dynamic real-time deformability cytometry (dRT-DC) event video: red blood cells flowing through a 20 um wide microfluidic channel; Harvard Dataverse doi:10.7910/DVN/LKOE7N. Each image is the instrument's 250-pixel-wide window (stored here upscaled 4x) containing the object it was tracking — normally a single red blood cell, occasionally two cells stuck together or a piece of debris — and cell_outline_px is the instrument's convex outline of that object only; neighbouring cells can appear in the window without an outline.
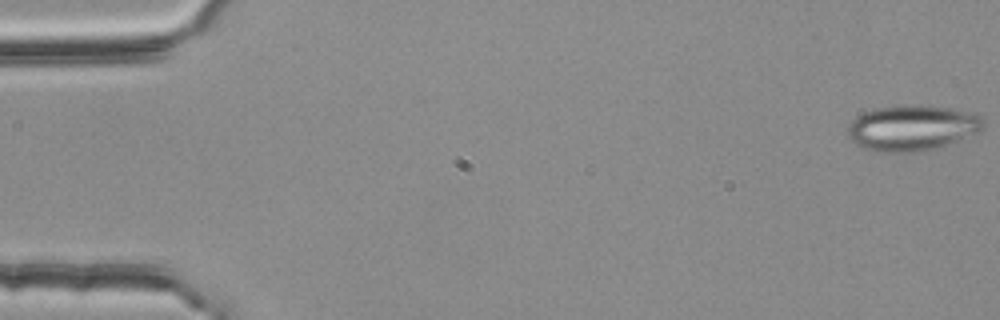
{"species": "common noctule bat (a hibernating species)", "species_latin": "Nyctalus noctula", "temperature_condition": "room temperature", "stored_images_in_passage": 54, "camera_frame_rate_fps": 3000, "um_per_image_px": 0.085, "animal": {"sex": "female", "body_mass_g": 25.1}, "frame": {"image": 1, "passage_image": 1, "time_ms": 0.0, "image_size_px": [1000, 320], "cell_outline_px": [[984, 128], [980, 132], [936, 148], [920, 152], [884, 152], [864, 148], [856, 144], [848, 136], [848, 124], [852, 120], [864, 112], [876, 108], [908, 104], [920, 104], [952, 108], [976, 112], [980, 116], [984, 124]], "centroid_in_image_um": [77.57, 10.85], "position_along_channel_um": 7.4, "area_um2": 36.36}}
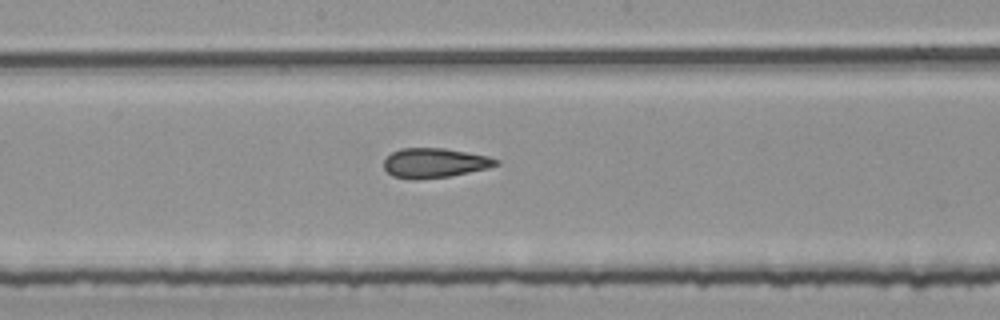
{"frame": {"image": 2, "passage_image": 29, "time_ms": 9.333, "image_size_px": [1000, 320], "cell_outline_px": [[500, 164], [488, 168], [448, 176], [416, 180], [412, 180], [392, 176], [384, 168], [384, 160], [392, 152], [400, 148], [444, 148], [488, 156], [500, 160]], "centroid_in_image_um": [36.93, 13.85], "position_along_channel_um": 211.3, "area_um2": 19.36}}
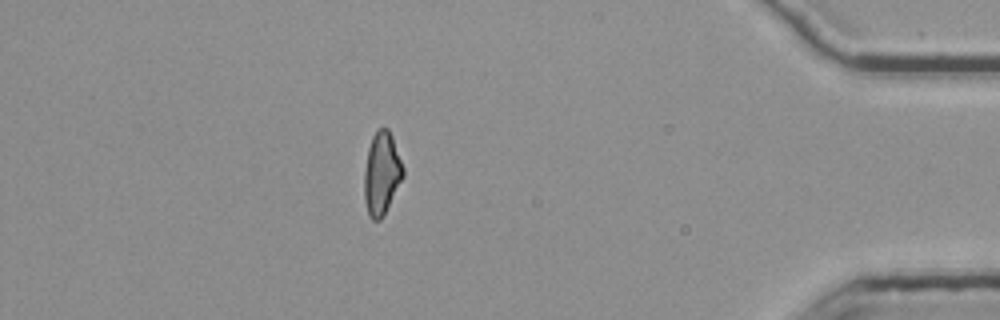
{"frame": {"image": 3, "passage_image": 48, "time_ms": 15.667, "image_size_px": [1000, 320], "cell_outline_px": [[404, 176], [380, 220], [372, 220], [368, 216], [364, 200], [364, 172], [368, 148], [372, 136], [380, 128], [388, 128], [392, 136], [404, 168]], "centroid_in_image_um": [32.43, 14.74], "position_along_channel_um": 402.8, "area_um2": 18.61}, "authors_computed_cell_mechanics": {"area_um2": 19.5653, "velocity_mm_per_s": 3.7816, "shape_relaxation_time_tau1_ms": null, "shape_relaxation_time_tau2_ms": 2.3469, "deformation_change_tau1": null, "deformation_change_tau2": 0.1131}}